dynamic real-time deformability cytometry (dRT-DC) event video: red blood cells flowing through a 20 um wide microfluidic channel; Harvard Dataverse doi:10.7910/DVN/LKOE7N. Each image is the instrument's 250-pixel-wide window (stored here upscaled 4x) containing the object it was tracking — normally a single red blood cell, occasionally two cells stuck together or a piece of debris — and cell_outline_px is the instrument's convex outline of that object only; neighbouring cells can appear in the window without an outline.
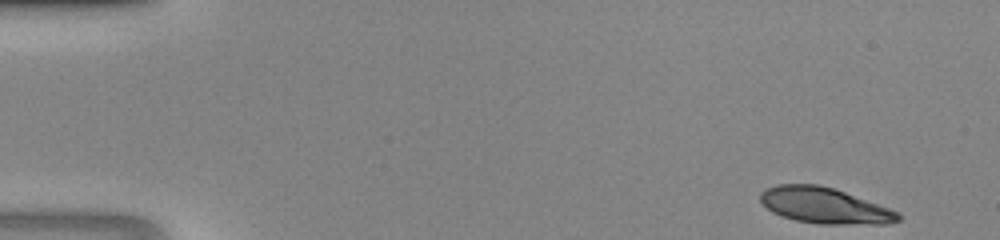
{"species": "human", "species_latin": "Homo sapiens", "temperature_condition": "room temperature", "stored_images_in_passage": 44, "camera_frame_rate_fps": 3000, "um_per_image_px": 0.085, "donor": {"sex": "male"}, "frame": {"image": 1, "passage_image": 1, "time_ms": 0.0, "image_size_px": [1000, 240], "cell_outline_px": [[900, 220], [888, 224], [820, 224], [796, 220], [772, 212], [760, 200], [760, 192], [768, 188], [780, 184], [816, 184], [832, 188], [844, 192], [888, 208], [896, 212], [900, 216]], "centroid_in_image_um": [70.07, 17.48], "position_along_channel_um": 14.9, "area_um2": 28.26}}
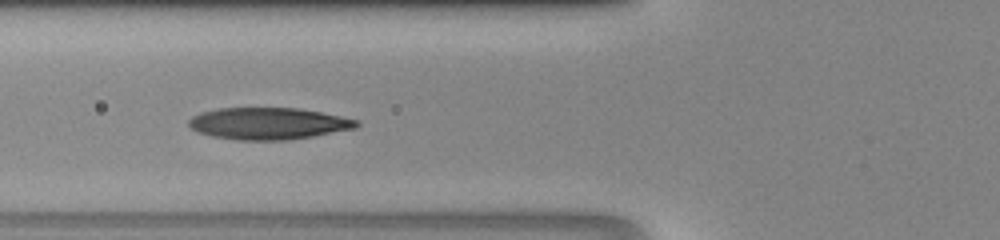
{"frame": {"image": 2, "passage_image": 16, "time_ms": 5.0, "image_size_px": [1000, 240], "cell_outline_px": [[360, 124], [356, 128], [312, 136], [288, 140], [236, 140], [212, 136], [200, 132], [192, 128], [188, 124], [188, 120], [192, 116], [200, 112], [220, 108], [296, 108], [320, 112], [360, 120]], "centroid_in_image_um": [22.81, 10.5], "position_along_channel_um": 103.0, "area_um2": 31.04}}
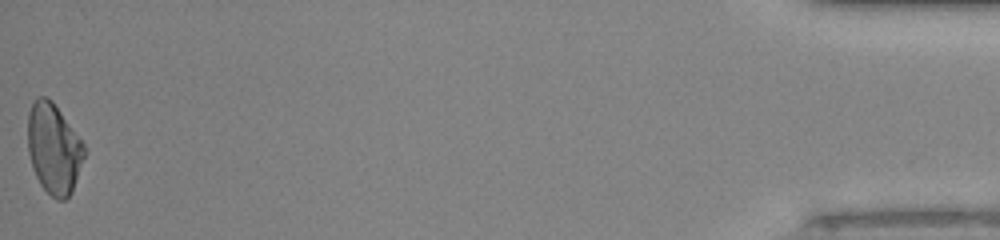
{"frame": {"image": 3, "passage_image": 44, "time_ms": 14.333, "image_size_px": [1000, 240], "cell_outline_px": [[88, 152], [72, 192], [64, 200], [56, 200], [40, 184], [36, 176], [28, 152], [28, 112], [36, 96], [44, 96], [52, 100], [88, 148]], "centroid_in_image_um": [4.61, 12.62], "position_along_channel_um": 430.6, "area_um2": 30.17}}